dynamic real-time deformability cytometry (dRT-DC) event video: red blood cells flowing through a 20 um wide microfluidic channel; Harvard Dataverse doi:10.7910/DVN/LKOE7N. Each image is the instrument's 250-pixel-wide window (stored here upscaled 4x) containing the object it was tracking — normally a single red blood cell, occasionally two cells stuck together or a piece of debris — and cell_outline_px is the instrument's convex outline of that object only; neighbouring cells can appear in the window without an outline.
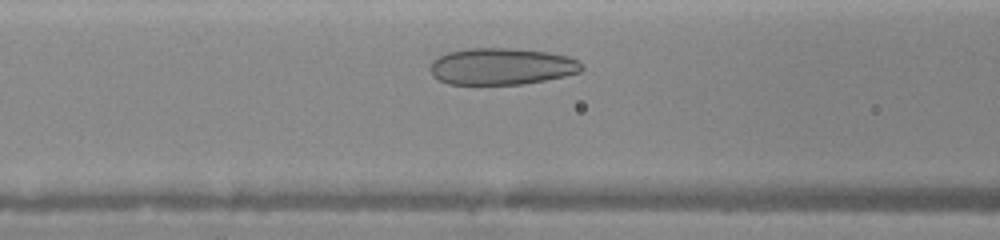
{"species": "human", "species_latin": "Homo sapiens", "temperature_condition": "warm", "stored_images_in_passage": 30, "camera_frame_rate_fps": 3000, "um_per_image_px": 0.085, "donor": {"sex": "female"}, "frame": {"image": 1, "passage_image": 6, "time_ms": 1.667, "image_size_px": [1000, 240], "cell_outline_px": [[584, 68], [580, 72], [564, 76], [544, 80], [520, 84], [448, 84], [432, 76], [428, 68], [432, 60], [448, 52], [468, 48], [512, 48], [548, 52], [568, 56], [576, 60]], "centroid_in_image_um": [42.59, 5.64], "position_along_channel_um": 124.0, "area_um2": 32.43}}
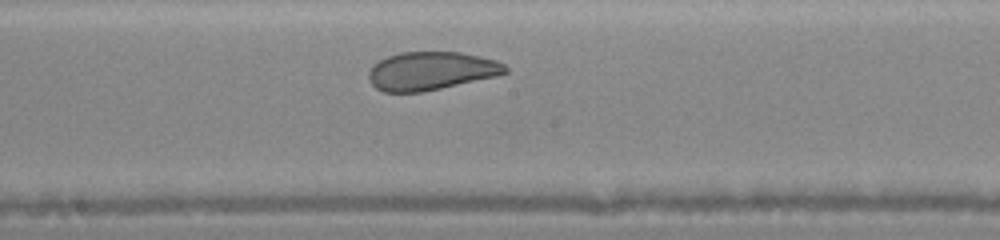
{"frame": {"image": 2, "passage_image": 14, "time_ms": 3.667, "image_size_px": [1000, 240], "cell_outline_px": [[508, 72], [496, 76], [440, 88], [420, 92], [384, 92], [376, 88], [368, 80], [368, 72], [380, 60], [388, 56], [400, 52], [460, 52], [480, 56], [496, 60], [504, 64], [508, 68]], "centroid_in_image_um": [36.64, 6.02], "position_along_channel_um": 211.6, "area_um2": 30.29}}
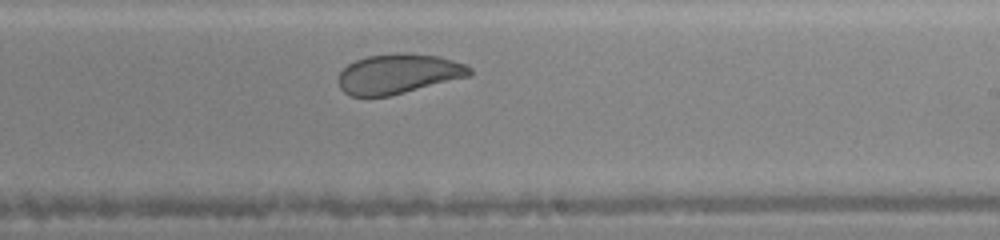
{"frame": {"image": 3, "passage_image": 19, "time_ms": 4.667, "image_size_px": [1000, 240], "cell_outline_px": [[472, 76], [388, 96], [352, 96], [344, 92], [340, 88], [340, 72], [348, 64], [356, 60], [368, 56], [404, 52], [440, 56], [464, 64], [472, 68]], "centroid_in_image_um": [33.91, 6.27], "position_along_channel_um": 255.1, "area_um2": 30.35}}